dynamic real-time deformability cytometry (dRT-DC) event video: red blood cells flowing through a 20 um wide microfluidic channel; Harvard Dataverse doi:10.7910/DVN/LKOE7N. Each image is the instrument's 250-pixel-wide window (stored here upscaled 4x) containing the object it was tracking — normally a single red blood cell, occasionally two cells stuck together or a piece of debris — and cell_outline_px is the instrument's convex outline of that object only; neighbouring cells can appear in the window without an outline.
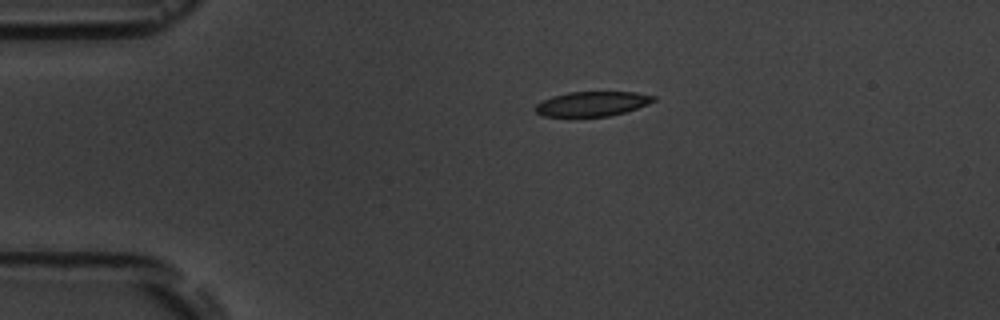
{"species": "common noctule bat (a hibernating species)", "species_latin": "Nyctalus noctula", "temperature_condition": "room temperature", "stored_images_in_passage": 2, "camera_frame_rate_fps": 3000, "um_per_image_px": 0.085, "animal": {"sex": "male", "body_mass_g": 19.5, "forearm_length_mm": 54.6}, "frame": {"image": 1, "passage_image": 2, "time_ms": 2.0, "image_size_px": [1000, 320], "cell_outline_px": [[656, 100], [648, 104], [624, 112], [608, 116], [568, 120], [540, 116], [532, 108], [536, 104], [552, 96], [568, 92], [636, 92], [656, 96]], "centroid_in_image_um": [50.22, 8.88], "position_along_channel_um": 34.8, "area_um2": 17.98}}